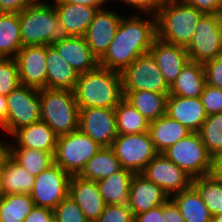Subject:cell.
Segmentation results:
<instances>
[{"label":"cell","mask_w":222,"mask_h":222,"mask_svg":"<svg viewBox=\"0 0 222 222\" xmlns=\"http://www.w3.org/2000/svg\"><path fill=\"white\" fill-rule=\"evenodd\" d=\"M131 13L123 15L99 66L122 73L137 57L149 52L157 38L156 16Z\"/></svg>","instance_id":"1"},{"label":"cell","mask_w":222,"mask_h":222,"mask_svg":"<svg viewBox=\"0 0 222 222\" xmlns=\"http://www.w3.org/2000/svg\"><path fill=\"white\" fill-rule=\"evenodd\" d=\"M73 92L79 109H115L124 98L121 73L98 66L78 76Z\"/></svg>","instance_id":"2"},{"label":"cell","mask_w":222,"mask_h":222,"mask_svg":"<svg viewBox=\"0 0 222 222\" xmlns=\"http://www.w3.org/2000/svg\"><path fill=\"white\" fill-rule=\"evenodd\" d=\"M22 46L50 45L70 38L51 0H37L19 13Z\"/></svg>","instance_id":"3"},{"label":"cell","mask_w":222,"mask_h":222,"mask_svg":"<svg viewBox=\"0 0 222 222\" xmlns=\"http://www.w3.org/2000/svg\"><path fill=\"white\" fill-rule=\"evenodd\" d=\"M203 14L181 0H167L155 14L157 38L187 48Z\"/></svg>","instance_id":"4"},{"label":"cell","mask_w":222,"mask_h":222,"mask_svg":"<svg viewBox=\"0 0 222 222\" xmlns=\"http://www.w3.org/2000/svg\"><path fill=\"white\" fill-rule=\"evenodd\" d=\"M41 100V120L57 136L77 131L79 128V106L72 90L42 88L39 91Z\"/></svg>","instance_id":"5"},{"label":"cell","mask_w":222,"mask_h":222,"mask_svg":"<svg viewBox=\"0 0 222 222\" xmlns=\"http://www.w3.org/2000/svg\"><path fill=\"white\" fill-rule=\"evenodd\" d=\"M162 154L192 179L214 173V159L208 153L199 132H191Z\"/></svg>","instance_id":"6"},{"label":"cell","mask_w":222,"mask_h":222,"mask_svg":"<svg viewBox=\"0 0 222 222\" xmlns=\"http://www.w3.org/2000/svg\"><path fill=\"white\" fill-rule=\"evenodd\" d=\"M101 148L97 142L78 129L58 136L53 155L54 163L71 176L79 175L88 160Z\"/></svg>","instance_id":"7"},{"label":"cell","mask_w":222,"mask_h":222,"mask_svg":"<svg viewBox=\"0 0 222 222\" xmlns=\"http://www.w3.org/2000/svg\"><path fill=\"white\" fill-rule=\"evenodd\" d=\"M40 89L20 85L6 96L8 104L7 122L1 128L5 136L11 137L21 127L41 120Z\"/></svg>","instance_id":"8"},{"label":"cell","mask_w":222,"mask_h":222,"mask_svg":"<svg viewBox=\"0 0 222 222\" xmlns=\"http://www.w3.org/2000/svg\"><path fill=\"white\" fill-rule=\"evenodd\" d=\"M122 92L152 91L169 94L170 86L150 52L137 57L122 73Z\"/></svg>","instance_id":"9"},{"label":"cell","mask_w":222,"mask_h":222,"mask_svg":"<svg viewBox=\"0 0 222 222\" xmlns=\"http://www.w3.org/2000/svg\"><path fill=\"white\" fill-rule=\"evenodd\" d=\"M222 15L203 14L186 50L190 61L204 64L222 54Z\"/></svg>","instance_id":"10"},{"label":"cell","mask_w":222,"mask_h":222,"mask_svg":"<svg viewBox=\"0 0 222 222\" xmlns=\"http://www.w3.org/2000/svg\"><path fill=\"white\" fill-rule=\"evenodd\" d=\"M111 148L121 168L134 174L142 173L149 161L158 154L149 132L117 135Z\"/></svg>","instance_id":"11"},{"label":"cell","mask_w":222,"mask_h":222,"mask_svg":"<svg viewBox=\"0 0 222 222\" xmlns=\"http://www.w3.org/2000/svg\"><path fill=\"white\" fill-rule=\"evenodd\" d=\"M71 175L53 163L35 177L30 193L35 206L54 209L69 195Z\"/></svg>","instance_id":"12"},{"label":"cell","mask_w":222,"mask_h":222,"mask_svg":"<svg viewBox=\"0 0 222 222\" xmlns=\"http://www.w3.org/2000/svg\"><path fill=\"white\" fill-rule=\"evenodd\" d=\"M78 129L101 147H111L118 135L115 109L100 107L80 109Z\"/></svg>","instance_id":"13"},{"label":"cell","mask_w":222,"mask_h":222,"mask_svg":"<svg viewBox=\"0 0 222 222\" xmlns=\"http://www.w3.org/2000/svg\"><path fill=\"white\" fill-rule=\"evenodd\" d=\"M141 174L160 186L169 197L188 189L192 182V178L187 173L162 153L153 157Z\"/></svg>","instance_id":"14"},{"label":"cell","mask_w":222,"mask_h":222,"mask_svg":"<svg viewBox=\"0 0 222 222\" xmlns=\"http://www.w3.org/2000/svg\"><path fill=\"white\" fill-rule=\"evenodd\" d=\"M15 60L21 85L47 88V45L23 46Z\"/></svg>","instance_id":"15"},{"label":"cell","mask_w":222,"mask_h":222,"mask_svg":"<svg viewBox=\"0 0 222 222\" xmlns=\"http://www.w3.org/2000/svg\"><path fill=\"white\" fill-rule=\"evenodd\" d=\"M109 8L108 6V8L105 7L96 12L84 35L86 43L98 59L105 54L110 46L124 15L123 13H117V9L115 11Z\"/></svg>","instance_id":"16"},{"label":"cell","mask_w":222,"mask_h":222,"mask_svg":"<svg viewBox=\"0 0 222 222\" xmlns=\"http://www.w3.org/2000/svg\"><path fill=\"white\" fill-rule=\"evenodd\" d=\"M6 140V148H31L49 152L54 155L58 136L42 120L21 127Z\"/></svg>","instance_id":"17"},{"label":"cell","mask_w":222,"mask_h":222,"mask_svg":"<svg viewBox=\"0 0 222 222\" xmlns=\"http://www.w3.org/2000/svg\"><path fill=\"white\" fill-rule=\"evenodd\" d=\"M169 198V195L160 186L140 173L134 174L131 179L127 205L135 216L163 205Z\"/></svg>","instance_id":"18"},{"label":"cell","mask_w":222,"mask_h":222,"mask_svg":"<svg viewBox=\"0 0 222 222\" xmlns=\"http://www.w3.org/2000/svg\"><path fill=\"white\" fill-rule=\"evenodd\" d=\"M69 195L81 208L89 222H96L106 206L98 183L81 178L79 175L71 176Z\"/></svg>","instance_id":"19"},{"label":"cell","mask_w":222,"mask_h":222,"mask_svg":"<svg viewBox=\"0 0 222 222\" xmlns=\"http://www.w3.org/2000/svg\"><path fill=\"white\" fill-rule=\"evenodd\" d=\"M149 52L154 57L160 72L170 87L190 60L185 47L170 44L158 38L154 40Z\"/></svg>","instance_id":"20"},{"label":"cell","mask_w":222,"mask_h":222,"mask_svg":"<svg viewBox=\"0 0 222 222\" xmlns=\"http://www.w3.org/2000/svg\"><path fill=\"white\" fill-rule=\"evenodd\" d=\"M166 115L180 122L190 132H199L208 117L199 97L168 95Z\"/></svg>","instance_id":"21"},{"label":"cell","mask_w":222,"mask_h":222,"mask_svg":"<svg viewBox=\"0 0 222 222\" xmlns=\"http://www.w3.org/2000/svg\"><path fill=\"white\" fill-rule=\"evenodd\" d=\"M52 45L79 75L94 70L99 66V59L89 48L84 36H71Z\"/></svg>","instance_id":"22"},{"label":"cell","mask_w":222,"mask_h":222,"mask_svg":"<svg viewBox=\"0 0 222 222\" xmlns=\"http://www.w3.org/2000/svg\"><path fill=\"white\" fill-rule=\"evenodd\" d=\"M0 180V195L30 194L35 177L5 152L2 155Z\"/></svg>","instance_id":"23"},{"label":"cell","mask_w":222,"mask_h":222,"mask_svg":"<svg viewBox=\"0 0 222 222\" xmlns=\"http://www.w3.org/2000/svg\"><path fill=\"white\" fill-rule=\"evenodd\" d=\"M57 17L70 36H84L98 8L67 2H52Z\"/></svg>","instance_id":"24"},{"label":"cell","mask_w":222,"mask_h":222,"mask_svg":"<svg viewBox=\"0 0 222 222\" xmlns=\"http://www.w3.org/2000/svg\"><path fill=\"white\" fill-rule=\"evenodd\" d=\"M47 88L59 90H74L79 74L64 60L56 48L47 45Z\"/></svg>","instance_id":"25"},{"label":"cell","mask_w":222,"mask_h":222,"mask_svg":"<svg viewBox=\"0 0 222 222\" xmlns=\"http://www.w3.org/2000/svg\"><path fill=\"white\" fill-rule=\"evenodd\" d=\"M149 133L156 151L162 153L191 132L180 122L164 114L149 122Z\"/></svg>","instance_id":"26"},{"label":"cell","mask_w":222,"mask_h":222,"mask_svg":"<svg viewBox=\"0 0 222 222\" xmlns=\"http://www.w3.org/2000/svg\"><path fill=\"white\" fill-rule=\"evenodd\" d=\"M205 84L204 65L189 60L170 87L169 94L186 98H196L202 94Z\"/></svg>","instance_id":"27"},{"label":"cell","mask_w":222,"mask_h":222,"mask_svg":"<svg viewBox=\"0 0 222 222\" xmlns=\"http://www.w3.org/2000/svg\"><path fill=\"white\" fill-rule=\"evenodd\" d=\"M134 173L121 168L109 177L97 181L101 196L106 205H127L130 182Z\"/></svg>","instance_id":"28"},{"label":"cell","mask_w":222,"mask_h":222,"mask_svg":"<svg viewBox=\"0 0 222 222\" xmlns=\"http://www.w3.org/2000/svg\"><path fill=\"white\" fill-rule=\"evenodd\" d=\"M124 99L133 106L148 122L166 114L169 94L152 91L122 92Z\"/></svg>","instance_id":"29"},{"label":"cell","mask_w":222,"mask_h":222,"mask_svg":"<svg viewBox=\"0 0 222 222\" xmlns=\"http://www.w3.org/2000/svg\"><path fill=\"white\" fill-rule=\"evenodd\" d=\"M170 198L178 206L185 222H211V213L192 186Z\"/></svg>","instance_id":"30"},{"label":"cell","mask_w":222,"mask_h":222,"mask_svg":"<svg viewBox=\"0 0 222 222\" xmlns=\"http://www.w3.org/2000/svg\"><path fill=\"white\" fill-rule=\"evenodd\" d=\"M22 47L19 14L0 13V57L15 58Z\"/></svg>","instance_id":"31"},{"label":"cell","mask_w":222,"mask_h":222,"mask_svg":"<svg viewBox=\"0 0 222 222\" xmlns=\"http://www.w3.org/2000/svg\"><path fill=\"white\" fill-rule=\"evenodd\" d=\"M121 169L120 161L111 147H102L86 163L79 176L93 181L109 177Z\"/></svg>","instance_id":"32"},{"label":"cell","mask_w":222,"mask_h":222,"mask_svg":"<svg viewBox=\"0 0 222 222\" xmlns=\"http://www.w3.org/2000/svg\"><path fill=\"white\" fill-rule=\"evenodd\" d=\"M191 186L198 192L213 216L222 215V179L215 173L192 179Z\"/></svg>","instance_id":"33"},{"label":"cell","mask_w":222,"mask_h":222,"mask_svg":"<svg viewBox=\"0 0 222 222\" xmlns=\"http://www.w3.org/2000/svg\"><path fill=\"white\" fill-rule=\"evenodd\" d=\"M34 207L30 194L0 195V222H24Z\"/></svg>","instance_id":"34"},{"label":"cell","mask_w":222,"mask_h":222,"mask_svg":"<svg viewBox=\"0 0 222 222\" xmlns=\"http://www.w3.org/2000/svg\"><path fill=\"white\" fill-rule=\"evenodd\" d=\"M6 152L34 177L54 163L53 154L39 149L6 148Z\"/></svg>","instance_id":"35"},{"label":"cell","mask_w":222,"mask_h":222,"mask_svg":"<svg viewBox=\"0 0 222 222\" xmlns=\"http://www.w3.org/2000/svg\"><path fill=\"white\" fill-rule=\"evenodd\" d=\"M118 135L149 132V122L124 98L115 107Z\"/></svg>","instance_id":"36"},{"label":"cell","mask_w":222,"mask_h":222,"mask_svg":"<svg viewBox=\"0 0 222 222\" xmlns=\"http://www.w3.org/2000/svg\"><path fill=\"white\" fill-rule=\"evenodd\" d=\"M199 134L208 153L215 160L222 153V113L208 115Z\"/></svg>","instance_id":"37"},{"label":"cell","mask_w":222,"mask_h":222,"mask_svg":"<svg viewBox=\"0 0 222 222\" xmlns=\"http://www.w3.org/2000/svg\"><path fill=\"white\" fill-rule=\"evenodd\" d=\"M21 85L15 58L0 57V95L7 96Z\"/></svg>","instance_id":"38"},{"label":"cell","mask_w":222,"mask_h":222,"mask_svg":"<svg viewBox=\"0 0 222 222\" xmlns=\"http://www.w3.org/2000/svg\"><path fill=\"white\" fill-rule=\"evenodd\" d=\"M54 222H89L81 208L68 195L54 209Z\"/></svg>","instance_id":"39"},{"label":"cell","mask_w":222,"mask_h":222,"mask_svg":"<svg viewBox=\"0 0 222 222\" xmlns=\"http://www.w3.org/2000/svg\"><path fill=\"white\" fill-rule=\"evenodd\" d=\"M134 214L128 205H106L96 222H134Z\"/></svg>","instance_id":"40"},{"label":"cell","mask_w":222,"mask_h":222,"mask_svg":"<svg viewBox=\"0 0 222 222\" xmlns=\"http://www.w3.org/2000/svg\"><path fill=\"white\" fill-rule=\"evenodd\" d=\"M199 98L207 115L222 113V89L205 84Z\"/></svg>","instance_id":"41"},{"label":"cell","mask_w":222,"mask_h":222,"mask_svg":"<svg viewBox=\"0 0 222 222\" xmlns=\"http://www.w3.org/2000/svg\"><path fill=\"white\" fill-rule=\"evenodd\" d=\"M114 1L115 0H112V3ZM117 1H119L118 5L124 3L126 7L128 6L129 9L134 10L135 14L155 15L167 0H116V2Z\"/></svg>","instance_id":"42"},{"label":"cell","mask_w":222,"mask_h":222,"mask_svg":"<svg viewBox=\"0 0 222 222\" xmlns=\"http://www.w3.org/2000/svg\"><path fill=\"white\" fill-rule=\"evenodd\" d=\"M206 84L222 89V54L205 62Z\"/></svg>","instance_id":"43"},{"label":"cell","mask_w":222,"mask_h":222,"mask_svg":"<svg viewBox=\"0 0 222 222\" xmlns=\"http://www.w3.org/2000/svg\"><path fill=\"white\" fill-rule=\"evenodd\" d=\"M205 14L222 15V0H181Z\"/></svg>","instance_id":"44"},{"label":"cell","mask_w":222,"mask_h":222,"mask_svg":"<svg viewBox=\"0 0 222 222\" xmlns=\"http://www.w3.org/2000/svg\"><path fill=\"white\" fill-rule=\"evenodd\" d=\"M161 222H185L178 206L171 198L162 205Z\"/></svg>","instance_id":"45"},{"label":"cell","mask_w":222,"mask_h":222,"mask_svg":"<svg viewBox=\"0 0 222 222\" xmlns=\"http://www.w3.org/2000/svg\"><path fill=\"white\" fill-rule=\"evenodd\" d=\"M36 1L37 0H0V12L19 14Z\"/></svg>","instance_id":"46"},{"label":"cell","mask_w":222,"mask_h":222,"mask_svg":"<svg viewBox=\"0 0 222 222\" xmlns=\"http://www.w3.org/2000/svg\"><path fill=\"white\" fill-rule=\"evenodd\" d=\"M24 222H54L53 210L35 206L27 215Z\"/></svg>","instance_id":"47"},{"label":"cell","mask_w":222,"mask_h":222,"mask_svg":"<svg viewBox=\"0 0 222 222\" xmlns=\"http://www.w3.org/2000/svg\"><path fill=\"white\" fill-rule=\"evenodd\" d=\"M162 205L135 215L134 222H161Z\"/></svg>","instance_id":"48"},{"label":"cell","mask_w":222,"mask_h":222,"mask_svg":"<svg viewBox=\"0 0 222 222\" xmlns=\"http://www.w3.org/2000/svg\"><path fill=\"white\" fill-rule=\"evenodd\" d=\"M52 2H67L72 4L86 5L93 8L103 9L108 6L112 0H52Z\"/></svg>","instance_id":"49"},{"label":"cell","mask_w":222,"mask_h":222,"mask_svg":"<svg viewBox=\"0 0 222 222\" xmlns=\"http://www.w3.org/2000/svg\"><path fill=\"white\" fill-rule=\"evenodd\" d=\"M8 115V104L6 96L0 95V129L6 124Z\"/></svg>","instance_id":"50"},{"label":"cell","mask_w":222,"mask_h":222,"mask_svg":"<svg viewBox=\"0 0 222 222\" xmlns=\"http://www.w3.org/2000/svg\"><path fill=\"white\" fill-rule=\"evenodd\" d=\"M214 173L222 179V153L214 160Z\"/></svg>","instance_id":"51"},{"label":"cell","mask_w":222,"mask_h":222,"mask_svg":"<svg viewBox=\"0 0 222 222\" xmlns=\"http://www.w3.org/2000/svg\"><path fill=\"white\" fill-rule=\"evenodd\" d=\"M6 152V140L0 138V157Z\"/></svg>","instance_id":"52"},{"label":"cell","mask_w":222,"mask_h":222,"mask_svg":"<svg viewBox=\"0 0 222 222\" xmlns=\"http://www.w3.org/2000/svg\"><path fill=\"white\" fill-rule=\"evenodd\" d=\"M211 222H222V215L213 216Z\"/></svg>","instance_id":"53"},{"label":"cell","mask_w":222,"mask_h":222,"mask_svg":"<svg viewBox=\"0 0 222 222\" xmlns=\"http://www.w3.org/2000/svg\"><path fill=\"white\" fill-rule=\"evenodd\" d=\"M1 164H2V156L0 157V179H1Z\"/></svg>","instance_id":"54"}]
</instances>
